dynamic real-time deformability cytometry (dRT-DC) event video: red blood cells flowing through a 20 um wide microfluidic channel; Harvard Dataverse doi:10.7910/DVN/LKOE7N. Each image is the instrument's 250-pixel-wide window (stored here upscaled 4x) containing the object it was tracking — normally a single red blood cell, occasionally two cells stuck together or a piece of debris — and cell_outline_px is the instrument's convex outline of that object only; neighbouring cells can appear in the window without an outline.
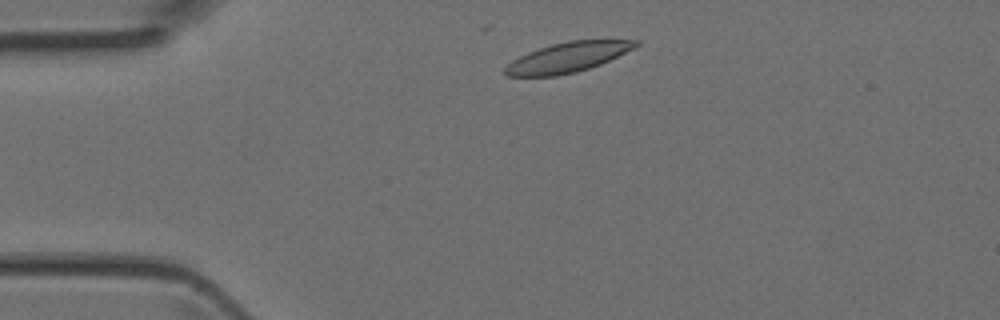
{"species": "Egyptian fruit bat (a non-hibernating species)", "species_latin": "Rousettus aegyptiacus", "temperature_condition": "room temperature", "stored_images_in_passage": 3, "camera_frame_rate_fps": 3000, "um_per_image_px": 0.085, "animal": {"sex": "female"}, "frame": {"image": 1, "passage_image": 1, "time_ms": 0.0, "image_size_px": [1000, 320], "cell_outline_px": [[640, 44], [600, 64], [576, 72], [556, 76], [504, 76], [500, 72], [512, 60], [528, 52], [552, 44], [568, 40], [640, 40]], "centroid_in_image_um": [48.17, 4.88], "position_along_channel_um": 36.8, "area_um2": 22.6}}
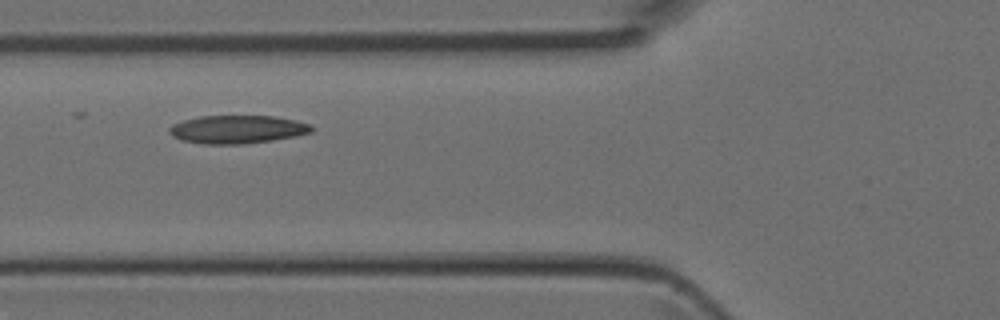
{"frame": {"image": 2, "passage_image": 3, "time_ms": 0.667, "image_size_px": [1000, 320], "cell_outline_px": [[312, 132], [296, 136], [272, 140], [240, 144], [204, 144], [180, 140], [172, 136], [168, 132], [168, 128], [172, 124], [184, 120], [200, 116], [276, 116], [296, 120], [312, 124]], "centroid_in_image_um": [20.16, 10.99], "position_along_channel_um": 105.6, "area_um2": 23.47}}